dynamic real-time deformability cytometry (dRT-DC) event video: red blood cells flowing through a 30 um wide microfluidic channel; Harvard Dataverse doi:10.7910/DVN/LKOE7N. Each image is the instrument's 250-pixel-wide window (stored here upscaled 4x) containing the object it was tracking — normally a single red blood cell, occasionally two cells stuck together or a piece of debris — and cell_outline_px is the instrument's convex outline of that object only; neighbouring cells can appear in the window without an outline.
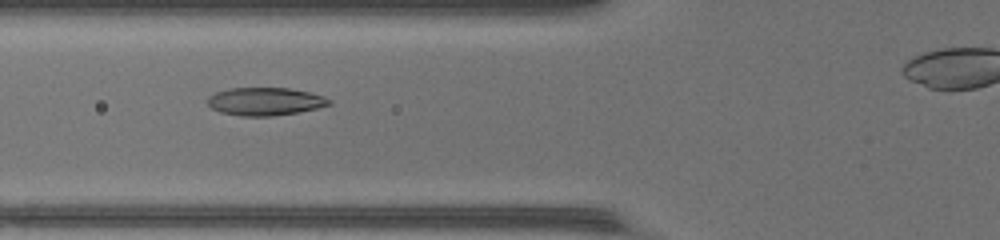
{"species": "common noctule bat (a hibernating species)", "species_latin": "Nyctalus noctula", "temperature_condition": "warm", "stored_images_in_passage": 32, "camera_frame_rate_fps": 3000, "um_per_image_px": 0.085, "animal": {"sex": "female", "body_mass_g": 17.0, "forearm_length_mm": 48.0}, "frame": {"image": 1, "passage_image": 8, "time_ms": 2.333, "image_size_px": [1000, 240], "cell_outline_px": [[332, 104], [316, 108], [296, 112], [272, 116], [240, 116], [220, 112], [212, 108], [208, 104], [208, 96], [216, 92], [228, 88], [288, 88], [308, 92], [324, 96], [332, 100]], "centroid_in_image_um": [22.52, 8.62], "position_along_channel_um": 103.3, "area_um2": 19.71}}
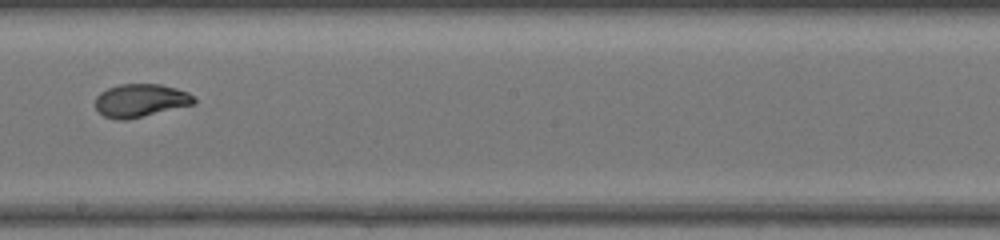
{"frame": {"image": 2, "passage_image": 17, "time_ms": 5.333, "image_size_px": [1000, 240], "cell_outline_px": [[196, 104], [124, 120], [116, 120], [104, 116], [96, 108], [96, 96], [100, 92], [108, 88], [120, 84], [160, 84], [176, 88], [188, 92], [196, 100]], "centroid_in_image_um": [11.95, 8.53], "position_along_channel_um": 236.2, "area_um2": 18.96}}
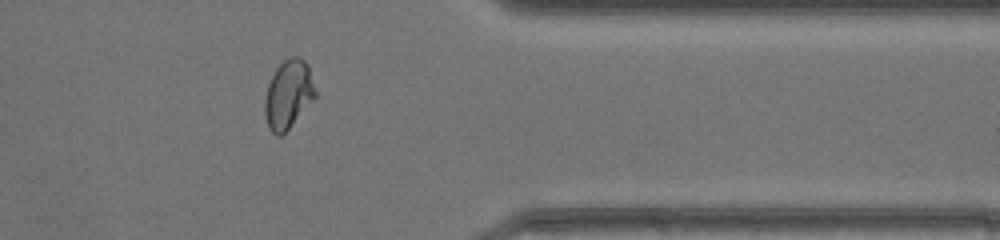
{"frame": {"image": 3, "passage_image": 28, "time_ms": 9.0, "image_size_px": [1000, 240], "cell_outline_px": [[316, 96], [288, 128], [280, 136], [276, 136], [268, 128], [264, 112], [264, 100], [268, 84], [276, 68], [288, 56], [300, 56], [308, 64], [316, 92]], "centroid_in_image_um": [24.49, 7.99], "position_along_channel_um": 386.9, "area_um2": 20.06}, "authors_computed_cell_mechanics": {"area_um2": 19.6231, "velocity_mm_per_s": 4.4323, "shape_relaxation_time_tau1_ms": 4.9079, "shape_relaxation_time_tau2_ms": null, "deformation_change_tau1": 0.2133, "deformation_change_tau2": null}}